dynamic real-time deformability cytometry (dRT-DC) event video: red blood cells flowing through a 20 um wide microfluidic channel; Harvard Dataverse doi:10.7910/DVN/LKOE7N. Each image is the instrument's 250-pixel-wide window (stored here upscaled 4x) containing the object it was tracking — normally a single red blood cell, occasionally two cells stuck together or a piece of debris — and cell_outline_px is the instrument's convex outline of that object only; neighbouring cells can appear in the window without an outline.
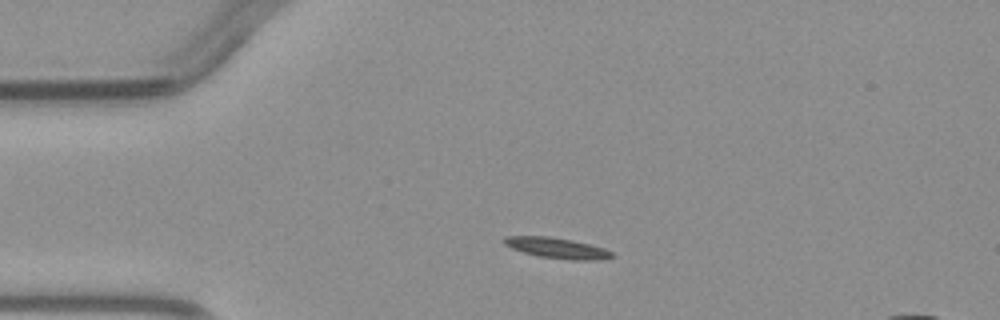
{"species": "common noctule bat (a hibernating species)", "species_latin": "Nyctalus noctula", "temperature_condition": "warm", "stored_images_in_passage": 2, "camera_frame_rate_fps": 3000, "um_per_image_px": 0.085, "animal": {"sex": "male", "body_mass_g": 23.1, "forearm_length_mm": 52.7}, "frame": {"image": 1, "passage_image": 1, "time_ms": 0.0, "image_size_px": [1000, 320], "cell_outline_px": [[616, 256], [604, 260], [572, 260], [540, 256], [524, 252], [512, 248], [504, 244], [500, 240], [504, 236], [552, 236], [572, 240], [604, 248], [612, 252]], "centroid_in_image_um": [47.35, 21.07], "position_along_channel_um": 37.6, "area_um2": 13.06}}